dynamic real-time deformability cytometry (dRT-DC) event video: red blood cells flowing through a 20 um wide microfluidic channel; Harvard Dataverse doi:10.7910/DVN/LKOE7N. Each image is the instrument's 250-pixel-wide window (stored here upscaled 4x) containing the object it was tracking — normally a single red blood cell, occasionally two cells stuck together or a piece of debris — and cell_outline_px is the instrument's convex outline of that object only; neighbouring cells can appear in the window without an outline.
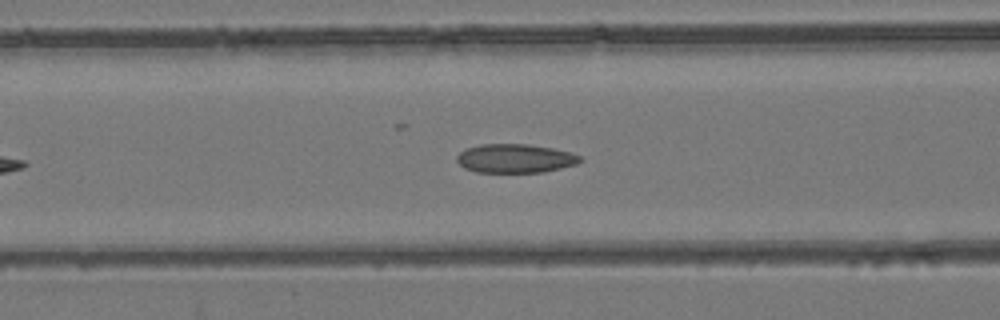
{"species": "common noctule bat (a hibernating species)", "species_latin": "Nyctalus noctula", "temperature_condition": "room temperature", "stored_images_in_passage": 28, "camera_frame_rate_fps": 3000, "um_per_image_px": 0.085, "animal": {"sex": "female", "body_mass_g": 24.6, "forearm_length_mm": 56.2}, "frame": {"image": 1, "passage_image": 11, "time_ms": 3.333, "image_size_px": [1000, 320], "cell_outline_px": [[584, 160], [576, 164], [544, 172], [476, 172], [464, 168], [456, 160], [456, 156], [464, 148], [480, 144], [528, 144], [552, 148], [568, 152], [580, 156]], "centroid_in_image_um": [43.75, 13.46], "position_along_channel_um": 122.8, "area_um2": 20.75}}
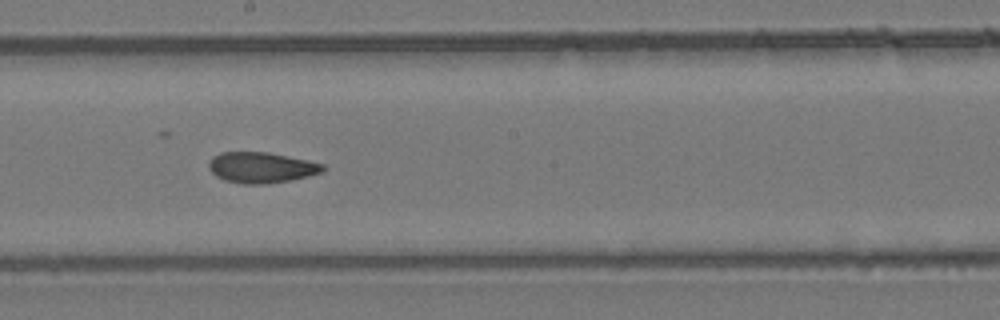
{"frame": {"image": 2, "passage_image": 19, "time_ms": 6.0, "image_size_px": [1000, 320], "cell_outline_px": [[324, 168], [320, 172], [308, 176], [268, 184], [244, 184], [224, 180], [216, 176], [208, 168], [208, 164], [212, 156], [220, 152], [268, 152], [324, 164]], "centroid_in_image_um": [22.15, 14.24], "position_along_channel_um": 226.1, "area_um2": 20.29}}
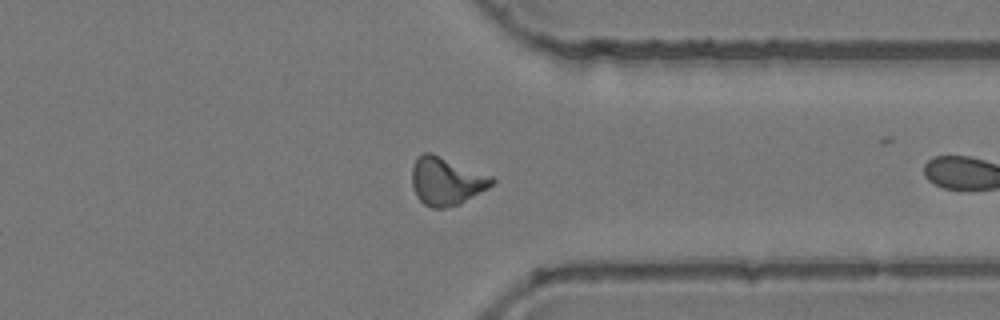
{"frame": {"image": 3, "passage_image": 27, "time_ms": 8.667, "image_size_px": [1000, 320], "cell_outline_px": [[496, 180], [488, 188], [460, 204], [444, 208], [432, 208], [424, 204], [416, 196], [412, 188], [412, 168], [416, 160], [424, 152], [432, 152], [492, 176]], "centroid_in_image_um": [37.93, 15.4], "position_along_channel_um": 373.5, "area_um2": 22.37}}